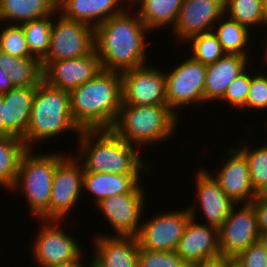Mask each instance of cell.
Listing matches in <instances>:
<instances>
[{
    "mask_svg": "<svg viewBox=\"0 0 267 267\" xmlns=\"http://www.w3.org/2000/svg\"><path fill=\"white\" fill-rule=\"evenodd\" d=\"M132 10L126 7L95 28V50L104 70L122 73L147 65L146 35L151 31Z\"/></svg>",
    "mask_w": 267,
    "mask_h": 267,
    "instance_id": "6da1fadb",
    "label": "cell"
},
{
    "mask_svg": "<svg viewBox=\"0 0 267 267\" xmlns=\"http://www.w3.org/2000/svg\"><path fill=\"white\" fill-rule=\"evenodd\" d=\"M73 121L81 130L111 129L122 104L121 72L101 69L69 91Z\"/></svg>",
    "mask_w": 267,
    "mask_h": 267,
    "instance_id": "7a4b0ae2",
    "label": "cell"
},
{
    "mask_svg": "<svg viewBox=\"0 0 267 267\" xmlns=\"http://www.w3.org/2000/svg\"><path fill=\"white\" fill-rule=\"evenodd\" d=\"M77 135L80 149L75 157L82 162L84 172L139 174L145 169L146 173L150 172L148 163L139 156L140 149L111 129L82 130Z\"/></svg>",
    "mask_w": 267,
    "mask_h": 267,
    "instance_id": "3957f363",
    "label": "cell"
},
{
    "mask_svg": "<svg viewBox=\"0 0 267 267\" xmlns=\"http://www.w3.org/2000/svg\"><path fill=\"white\" fill-rule=\"evenodd\" d=\"M82 131L73 121L70 110L69 91L52 87L42 80L35 90L29 125L22 138L27 149H33L37 142L54 138L65 132Z\"/></svg>",
    "mask_w": 267,
    "mask_h": 267,
    "instance_id": "277c9868",
    "label": "cell"
},
{
    "mask_svg": "<svg viewBox=\"0 0 267 267\" xmlns=\"http://www.w3.org/2000/svg\"><path fill=\"white\" fill-rule=\"evenodd\" d=\"M177 120L168 105H121L111 130L135 147L152 146L173 137Z\"/></svg>",
    "mask_w": 267,
    "mask_h": 267,
    "instance_id": "5b68a950",
    "label": "cell"
},
{
    "mask_svg": "<svg viewBox=\"0 0 267 267\" xmlns=\"http://www.w3.org/2000/svg\"><path fill=\"white\" fill-rule=\"evenodd\" d=\"M65 153L36 154L28 149L22 156L18 176L11 191L23 193L33 217L39 218L48 208L52 190V179L58 163Z\"/></svg>",
    "mask_w": 267,
    "mask_h": 267,
    "instance_id": "8992f818",
    "label": "cell"
},
{
    "mask_svg": "<svg viewBox=\"0 0 267 267\" xmlns=\"http://www.w3.org/2000/svg\"><path fill=\"white\" fill-rule=\"evenodd\" d=\"M74 158L65 156L58 163L52 179L49 208L38 218L39 222L65 221L66 215L79 202L81 192H84V169L81 162L75 156Z\"/></svg>",
    "mask_w": 267,
    "mask_h": 267,
    "instance_id": "52a82bcc",
    "label": "cell"
},
{
    "mask_svg": "<svg viewBox=\"0 0 267 267\" xmlns=\"http://www.w3.org/2000/svg\"><path fill=\"white\" fill-rule=\"evenodd\" d=\"M52 24L50 47L41 61L80 58L95 50V28L80 21L56 15Z\"/></svg>",
    "mask_w": 267,
    "mask_h": 267,
    "instance_id": "ba28073f",
    "label": "cell"
},
{
    "mask_svg": "<svg viewBox=\"0 0 267 267\" xmlns=\"http://www.w3.org/2000/svg\"><path fill=\"white\" fill-rule=\"evenodd\" d=\"M205 76L206 65L191 56L165 74L167 105L177 116L180 107L203 105Z\"/></svg>",
    "mask_w": 267,
    "mask_h": 267,
    "instance_id": "9c48e42d",
    "label": "cell"
},
{
    "mask_svg": "<svg viewBox=\"0 0 267 267\" xmlns=\"http://www.w3.org/2000/svg\"><path fill=\"white\" fill-rule=\"evenodd\" d=\"M61 221H41L33 241L32 255L38 267H51L71 262L84 253L78 240L61 229ZM73 236V237H72Z\"/></svg>",
    "mask_w": 267,
    "mask_h": 267,
    "instance_id": "30bf717a",
    "label": "cell"
},
{
    "mask_svg": "<svg viewBox=\"0 0 267 267\" xmlns=\"http://www.w3.org/2000/svg\"><path fill=\"white\" fill-rule=\"evenodd\" d=\"M235 204L218 229L221 256L235 258L240 252L261 240L257 215L251 203Z\"/></svg>",
    "mask_w": 267,
    "mask_h": 267,
    "instance_id": "8fae6325",
    "label": "cell"
},
{
    "mask_svg": "<svg viewBox=\"0 0 267 267\" xmlns=\"http://www.w3.org/2000/svg\"><path fill=\"white\" fill-rule=\"evenodd\" d=\"M163 212L145 220L136 235L139 247L149 251H175L192 217L189 208Z\"/></svg>",
    "mask_w": 267,
    "mask_h": 267,
    "instance_id": "7c38bea8",
    "label": "cell"
},
{
    "mask_svg": "<svg viewBox=\"0 0 267 267\" xmlns=\"http://www.w3.org/2000/svg\"><path fill=\"white\" fill-rule=\"evenodd\" d=\"M162 71L151 65L123 71L121 105H167L166 78Z\"/></svg>",
    "mask_w": 267,
    "mask_h": 267,
    "instance_id": "4fadbf2b",
    "label": "cell"
},
{
    "mask_svg": "<svg viewBox=\"0 0 267 267\" xmlns=\"http://www.w3.org/2000/svg\"><path fill=\"white\" fill-rule=\"evenodd\" d=\"M224 15V0H183L172 34L176 41L186 42L191 37L211 32Z\"/></svg>",
    "mask_w": 267,
    "mask_h": 267,
    "instance_id": "5bb4252c",
    "label": "cell"
},
{
    "mask_svg": "<svg viewBox=\"0 0 267 267\" xmlns=\"http://www.w3.org/2000/svg\"><path fill=\"white\" fill-rule=\"evenodd\" d=\"M43 80L52 87L71 91L93 79L102 69L96 50L80 58L41 61Z\"/></svg>",
    "mask_w": 267,
    "mask_h": 267,
    "instance_id": "9a60e30c",
    "label": "cell"
},
{
    "mask_svg": "<svg viewBox=\"0 0 267 267\" xmlns=\"http://www.w3.org/2000/svg\"><path fill=\"white\" fill-rule=\"evenodd\" d=\"M144 193H123L108 196L96 204L115 235L136 236L140 229L145 207Z\"/></svg>",
    "mask_w": 267,
    "mask_h": 267,
    "instance_id": "2e32d148",
    "label": "cell"
},
{
    "mask_svg": "<svg viewBox=\"0 0 267 267\" xmlns=\"http://www.w3.org/2000/svg\"><path fill=\"white\" fill-rule=\"evenodd\" d=\"M196 206H188L192 217L186 225L183 236L175 250L187 265L221 256L218 229L197 222L195 209L198 208V205Z\"/></svg>",
    "mask_w": 267,
    "mask_h": 267,
    "instance_id": "e0dca14e",
    "label": "cell"
},
{
    "mask_svg": "<svg viewBox=\"0 0 267 267\" xmlns=\"http://www.w3.org/2000/svg\"><path fill=\"white\" fill-rule=\"evenodd\" d=\"M228 160L214 179L223 192L236 204L251 203L258 195L251 183L246 157L234 146L224 153Z\"/></svg>",
    "mask_w": 267,
    "mask_h": 267,
    "instance_id": "ac0fdd59",
    "label": "cell"
},
{
    "mask_svg": "<svg viewBox=\"0 0 267 267\" xmlns=\"http://www.w3.org/2000/svg\"><path fill=\"white\" fill-rule=\"evenodd\" d=\"M104 235V236H103ZM96 234L92 261L94 267H138L136 236Z\"/></svg>",
    "mask_w": 267,
    "mask_h": 267,
    "instance_id": "d6986e66",
    "label": "cell"
},
{
    "mask_svg": "<svg viewBox=\"0 0 267 267\" xmlns=\"http://www.w3.org/2000/svg\"><path fill=\"white\" fill-rule=\"evenodd\" d=\"M195 188H197V202L205 215V224L219 229L236 204L220 188L219 183L204 168L195 174ZM199 199V200H198Z\"/></svg>",
    "mask_w": 267,
    "mask_h": 267,
    "instance_id": "ffe728a7",
    "label": "cell"
},
{
    "mask_svg": "<svg viewBox=\"0 0 267 267\" xmlns=\"http://www.w3.org/2000/svg\"><path fill=\"white\" fill-rule=\"evenodd\" d=\"M249 60L246 56L225 54L214 63L206 65L204 103L221 100L229 84L249 69Z\"/></svg>",
    "mask_w": 267,
    "mask_h": 267,
    "instance_id": "44dd1931",
    "label": "cell"
},
{
    "mask_svg": "<svg viewBox=\"0 0 267 267\" xmlns=\"http://www.w3.org/2000/svg\"><path fill=\"white\" fill-rule=\"evenodd\" d=\"M121 0H57V12L63 17L96 28L126 8ZM124 6V7H123Z\"/></svg>",
    "mask_w": 267,
    "mask_h": 267,
    "instance_id": "7402d4cb",
    "label": "cell"
},
{
    "mask_svg": "<svg viewBox=\"0 0 267 267\" xmlns=\"http://www.w3.org/2000/svg\"><path fill=\"white\" fill-rule=\"evenodd\" d=\"M36 87H14L2 94L5 135L23 138L29 125Z\"/></svg>",
    "mask_w": 267,
    "mask_h": 267,
    "instance_id": "603a6c76",
    "label": "cell"
},
{
    "mask_svg": "<svg viewBox=\"0 0 267 267\" xmlns=\"http://www.w3.org/2000/svg\"><path fill=\"white\" fill-rule=\"evenodd\" d=\"M140 175L84 172L83 190L93 195L95 204L112 195L145 193L139 183L141 180Z\"/></svg>",
    "mask_w": 267,
    "mask_h": 267,
    "instance_id": "cb8c5ba5",
    "label": "cell"
},
{
    "mask_svg": "<svg viewBox=\"0 0 267 267\" xmlns=\"http://www.w3.org/2000/svg\"><path fill=\"white\" fill-rule=\"evenodd\" d=\"M56 14L57 0H0V22L6 24H22Z\"/></svg>",
    "mask_w": 267,
    "mask_h": 267,
    "instance_id": "d4e9b609",
    "label": "cell"
},
{
    "mask_svg": "<svg viewBox=\"0 0 267 267\" xmlns=\"http://www.w3.org/2000/svg\"><path fill=\"white\" fill-rule=\"evenodd\" d=\"M183 0H139L135 11L144 25L152 32L155 29L175 26Z\"/></svg>",
    "mask_w": 267,
    "mask_h": 267,
    "instance_id": "484cf974",
    "label": "cell"
},
{
    "mask_svg": "<svg viewBox=\"0 0 267 267\" xmlns=\"http://www.w3.org/2000/svg\"><path fill=\"white\" fill-rule=\"evenodd\" d=\"M27 150L21 138L0 135V186L11 191L17 180L21 158Z\"/></svg>",
    "mask_w": 267,
    "mask_h": 267,
    "instance_id": "4316f807",
    "label": "cell"
},
{
    "mask_svg": "<svg viewBox=\"0 0 267 267\" xmlns=\"http://www.w3.org/2000/svg\"><path fill=\"white\" fill-rule=\"evenodd\" d=\"M224 18L226 19L224 20ZM217 23L218 25H215L212 31L217 36L223 52L229 55H240L249 58L248 54L250 52L247 51L249 49L247 45L251 41L250 29L230 19L228 16L225 17V15Z\"/></svg>",
    "mask_w": 267,
    "mask_h": 267,
    "instance_id": "83f0119b",
    "label": "cell"
},
{
    "mask_svg": "<svg viewBox=\"0 0 267 267\" xmlns=\"http://www.w3.org/2000/svg\"><path fill=\"white\" fill-rule=\"evenodd\" d=\"M52 18L56 17L49 15L21 24L30 53L40 61L47 55L50 47Z\"/></svg>",
    "mask_w": 267,
    "mask_h": 267,
    "instance_id": "f1b7e54d",
    "label": "cell"
},
{
    "mask_svg": "<svg viewBox=\"0 0 267 267\" xmlns=\"http://www.w3.org/2000/svg\"><path fill=\"white\" fill-rule=\"evenodd\" d=\"M224 15L247 28H265L262 0H224Z\"/></svg>",
    "mask_w": 267,
    "mask_h": 267,
    "instance_id": "f546056e",
    "label": "cell"
},
{
    "mask_svg": "<svg viewBox=\"0 0 267 267\" xmlns=\"http://www.w3.org/2000/svg\"><path fill=\"white\" fill-rule=\"evenodd\" d=\"M241 142L236 148L246 157L252 187L259 195L267 187V143L254 149L244 139Z\"/></svg>",
    "mask_w": 267,
    "mask_h": 267,
    "instance_id": "4dcf8cb0",
    "label": "cell"
},
{
    "mask_svg": "<svg viewBox=\"0 0 267 267\" xmlns=\"http://www.w3.org/2000/svg\"><path fill=\"white\" fill-rule=\"evenodd\" d=\"M8 77L14 87H36L43 80L41 61L35 57L12 56V66Z\"/></svg>",
    "mask_w": 267,
    "mask_h": 267,
    "instance_id": "1f68e13d",
    "label": "cell"
},
{
    "mask_svg": "<svg viewBox=\"0 0 267 267\" xmlns=\"http://www.w3.org/2000/svg\"><path fill=\"white\" fill-rule=\"evenodd\" d=\"M185 43L192 44L190 56L204 65L212 64L225 55L213 31L193 36Z\"/></svg>",
    "mask_w": 267,
    "mask_h": 267,
    "instance_id": "d6a6232c",
    "label": "cell"
},
{
    "mask_svg": "<svg viewBox=\"0 0 267 267\" xmlns=\"http://www.w3.org/2000/svg\"><path fill=\"white\" fill-rule=\"evenodd\" d=\"M9 25H3L0 31V51L20 58L34 57L29 51L22 25Z\"/></svg>",
    "mask_w": 267,
    "mask_h": 267,
    "instance_id": "836d02e7",
    "label": "cell"
},
{
    "mask_svg": "<svg viewBox=\"0 0 267 267\" xmlns=\"http://www.w3.org/2000/svg\"><path fill=\"white\" fill-rule=\"evenodd\" d=\"M175 251H149L139 247L138 267H186Z\"/></svg>",
    "mask_w": 267,
    "mask_h": 267,
    "instance_id": "e575fe53",
    "label": "cell"
},
{
    "mask_svg": "<svg viewBox=\"0 0 267 267\" xmlns=\"http://www.w3.org/2000/svg\"><path fill=\"white\" fill-rule=\"evenodd\" d=\"M248 73L245 70L229 84L221 103L230 104L232 109L235 107L239 110L246 105L251 83V73Z\"/></svg>",
    "mask_w": 267,
    "mask_h": 267,
    "instance_id": "d590c367",
    "label": "cell"
},
{
    "mask_svg": "<svg viewBox=\"0 0 267 267\" xmlns=\"http://www.w3.org/2000/svg\"><path fill=\"white\" fill-rule=\"evenodd\" d=\"M249 107L256 111L267 110V75L262 74V72L258 73V75L251 74L249 94L246 105L242 110L249 109Z\"/></svg>",
    "mask_w": 267,
    "mask_h": 267,
    "instance_id": "8d00e7d4",
    "label": "cell"
},
{
    "mask_svg": "<svg viewBox=\"0 0 267 267\" xmlns=\"http://www.w3.org/2000/svg\"><path fill=\"white\" fill-rule=\"evenodd\" d=\"M242 267H267V247L260 240L234 258Z\"/></svg>",
    "mask_w": 267,
    "mask_h": 267,
    "instance_id": "74e56055",
    "label": "cell"
},
{
    "mask_svg": "<svg viewBox=\"0 0 267 267\" xmlns=\"http://www.w3.org/2000/svg\"><path fill=\"white\" fill-rule=\"evenodd\" d=\"M251 204L256 212L258 228L262 237L267 234V199H262L257 195Z\"/></svg>",
    "mask_w": 267,
    "mask_h": 267,
    "instance_id": "f35d334b",
    "label": "cell"
},
{
    "mask_svg": "<svg viewBox=\"0 0 267 267\" xmlns=\"http://www.w3.org/2000/svg\"><path fill=\"white\" fill-rule=\"evenodd\" d=\"M190 267H227V257L219 256L217 258L204 260L189 265Z\"/></svg>",
    "mask_w": 267,
    "mask_h": 267,
    "instance_id": "ab89813d",
    "label": "cell"
},
{
    "mask_svg": "<svg viewBox=\"0 0 267 267\" xmlns=\"http://www.w3.org/2000/svg\"><path fill=\"white\" fill-rule=\"evenodd\" d=\"M13 88L14 86L11 79L8 77V74L3 68H0V94H4Z\"/></svg>",
    "mask_w": 267,
    "mask_h": 267,
    "instance_id": "60d3db41",
    "label": "cell"
},
{
    "mask_svg": "<svg viewBox=\"0 0 267 267\" xmlns=\"http://www.w3.org/2000/svg\"><path fill=\"white\" fill-rule=\"evenodd\" d=\"M12 66V55H9L5 52L0 51V68H3L4 71L9 74Z\"/></svg>",
    "mask_w": 267,
    "mask_h": 267,
    "instance_id": "b9f144b4",
    "label": "cell"
},
{
    "mask_svg": "<svg viewBox=\"0 0 267 267\" xmlns=\"http://www.w3.org/2000/svg\"><path fill=\"white\" fill-rule=\"evenodd\" d=\"M83 258V253L75 260L71 261V262H68V263H64V264H60V265H54V266H51V267H91L93 265V261L91 260L89 265L83 263L82 260H85ZM84 264V265H83Z\"/></svg>",
    "mask_w": 267,
    "mask_h": 267,
    "instance_id": "7bdbcfd3",
    "label": "cell"
},
{
    "mask_svg": "<svg viewBox=\"0 0 267 267\" xmlns=\"http://www.w3.org/2000/svg\"><path fill=\"white\" fill-rule=\"evenodd\" d=\"M0 135H5L4 101L2 94H0Z\"/></svg>",
    "mask_w": 267,
    "mask_h": 267,
    "instance_id": "ee69618b",
    "label": "cell"
},
{
    "mask_svg": "<svg viewBox=\"0 0 267 267\" xmlns=\"http://www.w3.org/2000/svg\"><path fill=\"white\" fill-rule=\"evenodd\" d=\"M227 267H242L234 258L227 257Z\"/></svg>",
    "mask_w": 267,
    "mask_h": 267,
    "instance_id": "f6af8a7d",
    "label": "cell"
},
{
    "mask_svg": "<svg viewBox=\"0 0 267 267\" xmlns=\"http://www.w3.org/2000/svg\"><path fill=\"white\" fill-rule=\"evenodd\" d=\"M265 24L267 25V0H262Z\"/></svg>",
    "mask_w": 267,
    "mask_h": 267,
    "instance_id": "bcb514c9",
    "label": "cell"
},
{
    "mask_svg": "<svg viewBox=\"0 0 267 267\" xmlns=\"http://www.w3.org/2000/svg\"><path fill=\"white\" fill-rule=\"evenodd\" d=\"M265 27H267V25H265ZM266 40V41H265ZM264 42H263V45L265 47V52L263 51L264 53V62H266L265 64H267V37L265 38Z\"/></svg>",
    "mask_w": 267,
    "mask_h": 267,
    "instance_id": "7dc6e473",
    "label": "cell"
},
{
    "mask_svg": "<svg viewBox=\"0 0 267 267\" xmlns=\"http://www.w3.org/2000/svg\"><path fill=\"white\" fill-rule=\"evenodd\" d=\"M122 2H124V1H127L129 4H128V8H130L129 7V5H131V4H133V5H135L136 6V8H138L137 7V5H136V3L139 1V0H121Z\"/></svg>",
    "mask_w": 267,
    "mask_h": 267,
    "instance_id": "c3c4849f",
    "label": "cell"
},
{
    "mask_svg": "<svg viewBox=\"0 0 267 267\" xmlns=\"http://www.w3.org/2000/svg\"><path fill=\"white\" fill-rule=\"evenodd\" d=\"M262 199H267V187L259 194Z\"/></svg>",
    "mask_w": 267,
    "mask_h": 267,
    "instance_id": "681fc988",
    "label": "cell"
},
{
    "mask_svg": "<svg viewBox=\"0 0 267 267\" xmlns=\"http://www.w3.org/2000/svg\"><path fill=\"white\" fill-rule=\"evenodd\" d=\"M261 240H262V242L266 245V247H267V234L266 235H264V236H262L261 237Z\"/></svg>",
    "mask_w": 267,
    "mask_h": 267,
    "instance_id": "f907efd6",
    "label": "cell"
}]
</instances>
